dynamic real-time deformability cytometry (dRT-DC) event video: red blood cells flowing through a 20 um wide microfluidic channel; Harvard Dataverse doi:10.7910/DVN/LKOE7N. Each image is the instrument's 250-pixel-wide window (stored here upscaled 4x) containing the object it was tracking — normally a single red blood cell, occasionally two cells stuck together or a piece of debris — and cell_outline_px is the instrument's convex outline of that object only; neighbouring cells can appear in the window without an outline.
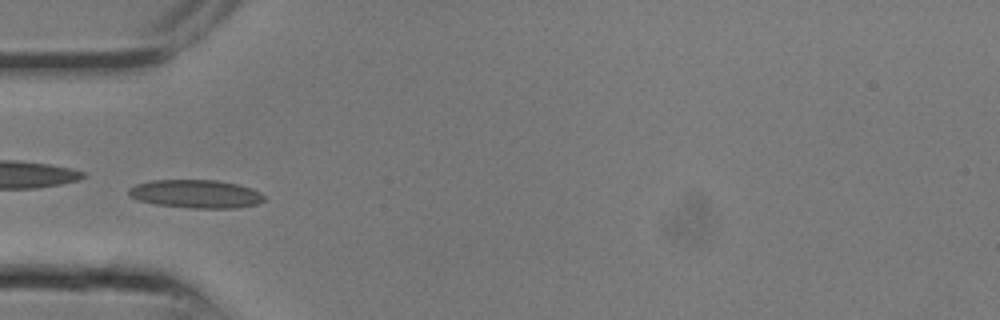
{"species": "common noctule bat (a hibernating species)", "species_latin": "Nyctalus noctula", "temperature_condition": "room temperature", "stored_images_in_passage": 6, "camera_frame_rate_fps": 3000, "um_per_image_px": 0.085, "animal": {"sex": "male", "body_mass_g": 13.3}, "frame": {"image": 1, "passage_image": 5, "time_ms": 1.333, "image_size_px": [1000, 320], "cell_outline_px": [[268, 200], [256, 204], [236, 208], [192, 208], [156, 204], [136, 200], [128, 196], [128, 188], [136, 184], [152, 180], [216, 180], [236, 184], [252, 188], [260, 192]], "centroid_in_image_um": [16.64, 16.48], "position_along_channel_um": 68.4, "area_um2": 22.48}}